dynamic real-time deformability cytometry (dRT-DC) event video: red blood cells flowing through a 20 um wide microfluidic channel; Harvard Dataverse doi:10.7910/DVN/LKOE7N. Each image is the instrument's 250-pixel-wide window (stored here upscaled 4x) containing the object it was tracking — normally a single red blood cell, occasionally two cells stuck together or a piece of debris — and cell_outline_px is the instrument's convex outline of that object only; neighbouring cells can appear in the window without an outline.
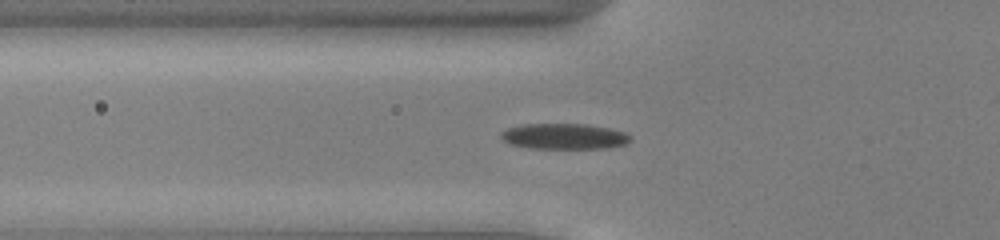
{"species": "common noctule bat (a hibernating species)", "species_latin": "Nyctalus noctula", "temperature_condition": "cold", "stored_images_in_passage": 37, "camera_frame_rate_fps": 3000, "um_per_image_px": 0.085, "animal": {"sex": "male", "body_mass_g": 13.0, "forearm_length_mm": 53.1}, "frame": {"image": 1, "passage_image": 3, "time_ms": 0.667, "image_size_px": [1000, 240], "cell_outline_px": [[632, 140], [628, 144], [608, 148], [528, 148], [508, 144], [500, 136], [500, 132], [508, 128], [524, 124], [584, 124], [608, 128], [624, 132], [632, 136]], "centroid_in_image_um": [47.97, 11.6], "position_along_channel_um": 77.8, "area_um2": 19.48}}
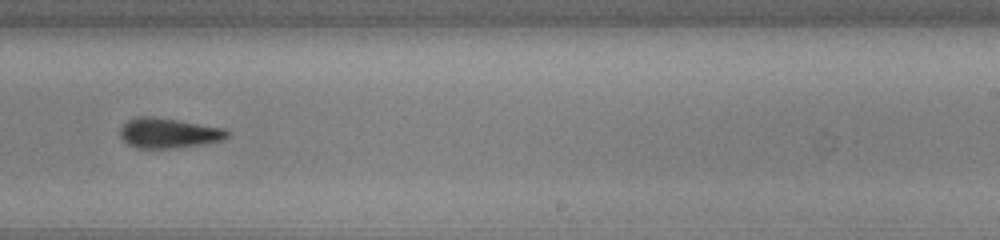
{"frame": {"image": 2, "passage_image": 18, "time_ms": 5.667, "image_size_px": [1000, 240], "cell_outline_px": [[232, 132], [224, 140], [204, 144], [176, 148], [136, 148], [128, 144], [120, 136], [120, 128], [128, 120], [136, 116], [152, 116], [228, 128]], "centroid_in_image_um": [14.39, 11.31], "position_along_channel_um": 274.6, "area_um2": 19.07}}
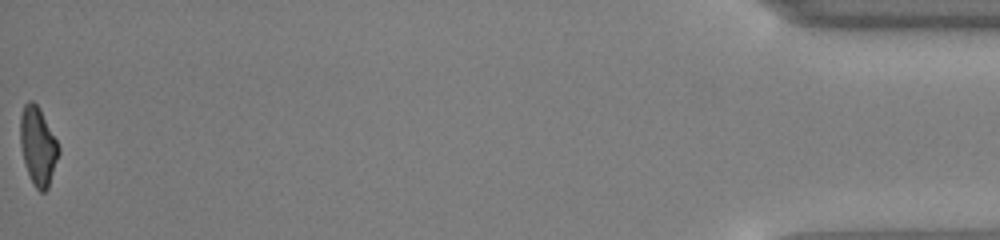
{"frame": {"image": 3, "passage_image": 37, "time_ms": 12.0, "image_size_px": [1000, 240], "cell_outline_px": [[60, 152], [48, 188], [44, 192], [40, 192], [32, 184], [24, 160], [20, 144], [20, 116], [24, 104], [28, 100], [32, 100], [40, 108], [60, 148]], "centroid_in_image_um": [3.22, 12.41], "position_along_channel_um": 432.0, "area_um2": 17.46}, "authors_computed_cell_mechanics": {"area_um2": 19.1896, "velocity_mm_per_s": 3.9378, "shape_relaxation_time_tau1_ms": 9.1158, "shape_relaxation_time_tau2_ms": null, "deformation_change_tau1": 0.1709, "deformation_change_tau2": null}}